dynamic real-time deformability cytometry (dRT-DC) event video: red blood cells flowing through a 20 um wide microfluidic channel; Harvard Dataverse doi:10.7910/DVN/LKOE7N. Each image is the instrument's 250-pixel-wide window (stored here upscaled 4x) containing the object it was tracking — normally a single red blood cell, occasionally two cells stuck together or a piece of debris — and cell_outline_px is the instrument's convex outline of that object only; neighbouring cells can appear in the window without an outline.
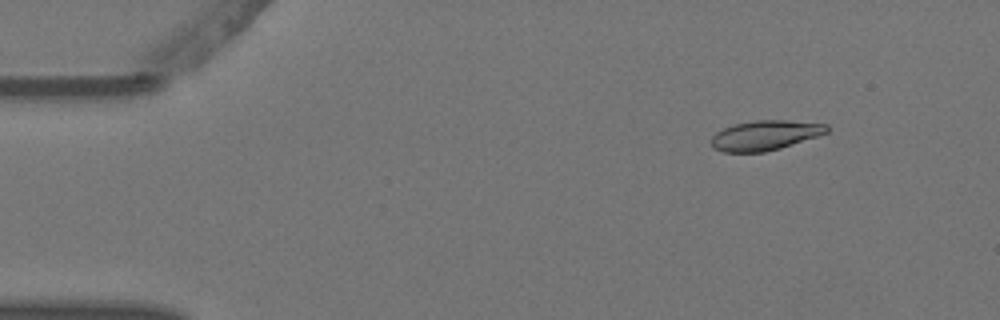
{"species": "Egyptian fruit bat (a non-hibernating species)", "species_latin": "Rousettus aegyptiacus", "temperature_condition": "warm", "stored_images_in_passage": 2, "camera_frame_rate_fps": 3000, "um_per_image_px": 0.085, "animal": {"sex": "female"}, "frame": {"image": 1, "passage_image": 2, "time_ms": 0.333, "image_size_px": [1000, 320], "cell_outline_px": [[828, 132], [780, 148], [764, 152], [724, 152], [712, 148], [712, 136], [716, 132], [724, 128], [736, 124], [756, 120], [784, 120], [828, 124]], "centroid_in_image_um": [65.01, 11.5], "position_along_channel_um": 20.0, "area_um2": 19.83}}